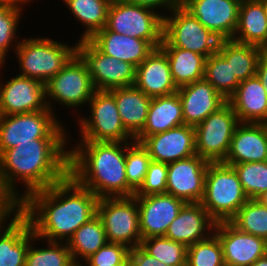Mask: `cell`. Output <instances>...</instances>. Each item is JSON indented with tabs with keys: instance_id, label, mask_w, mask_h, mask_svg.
<instances>
[{
	"instance_id": "6da1fadb",
	"label": "cell",
	"mask_w": 267,
	"mask_h": 266,
	"mask_svg": "<svg viewBox=\"0 0 267 266\" xmlns=\"http://www.w3.org/2000/svg\"><path fill=\"white\" fill-rule=\"evenodd\" d=\"M98 199L68 174L50 187L31 193L16 208L30 221L39 240L67 242L97 214Z\"/></svg>"
},
{
	"instance_id": "7a4b0ae2",
	"label": "cell",
	"mask_w": 267,
	"mask_h": 266,
	"mask_svg": "<svg viewBox=\"0 0 267 266\" xmlns=\"http://www.w3.org/2000/svg\"><path fill=\"white\" fill-rule=\"evenodd\" d=\"M69 139H34L0 155V195L16 208L31 193L61 181L69 174ZM17 181V182H16ZM24 183L19 194L16 183Z\"/></svg>"
},
{
	"instance_id": "3957f363",
	"label": "cell",
	"mask_w": 267,
	"mask_h": 266,
	"mask_svg": "<svg viewBox=\"0 0 267 266\" xmlns=\"http://www.w3.org/2000/svg\"><path fill=\"white\" fill-rule=\"evenodd\" d=\"M75 146L69 150V174L80 185L98 198L134 196L126 180V142L79 141Z\"/></svg>"
},
{
	"instance_id": "277c9868",
	"label": "cell",
	"mask_w": 267,
	"mask_h": 266,
	"mask_svg": "<svg viewBox=\"0 0 267 266\" xmlns=\"http://www.w3.org/2000/svg\"><path fill=\"white\" fill-rule=\"evenodd\" d=\"M248 200L233 166L209 162L200 203L216 222L230 221Z\"/></svg>"
},
{
	"instance_id": "5b68a950",
	"label": "cell",
	"mask_w": 267,
	"mask_h": 266,
	"mask_svg": "<svg viewBox=\"0 0 267 266\" xmlns=\"http://www.w3.org/2000/svg\"><path fill=\"white\" fill-rule=\"evenodd\" d=\"M15 49L19 75L42 81L46 84L54 77L69 59L76 53V43L70 46L67 43L50 38L31 37L20 39ZM67 44V45H66Z\"/></svg>"
},
{
	"instance_id": "8992f818",
	"label": "cell",
	"mask_w": 267,
	"mask_h": 266,
	"mask_svg": "<svg viewBox=\"0 0 267 266\" xmlns=\"http://www.w3.org/2000/svg\"><path fill=\"white\" fill-rule=\"evenodd\" d=\"M55 115L51 110L0 115V155L34 139H68L66 128Z\"/></svg>"
},
{
	"instance_id": "52a82bcc",
	"label": "cell",
	"mask_w": 267,
	"mask_h": 266,
	"mask_svg": "<svg viewBox=\"0 0 267 266\" xmlns=\"http://www.w3.org/2000/svg\"><path fill=\"white\" fill-rule=\"evenodd\" d=\"M88 103L90 116L79 117L81 139L78 141H134L123 126L115 97L109 90H96Z\"/></svg>"
},
{
	"instance_id": "ba28073f",
	"label": "cell",
	"mask_w": 267,
	"mask_h": 266,
	"mask_svg": "<svg viewBox=\"0 0 267 266\" xmlns=\"http://www.w3.org/2000/svg\"><path fill=\"white\" fill-rule=\"evenodd\" d=\"M164 14L129 1L111 3L106 28L118 34L139 38L159 48L163 40Z\"/></svg>"
},
{
	"instance_id": "9c48e42d",
	"label": "cell",
	"mask_w": 267,
	"mask_h": 266,
	"mask_svg": "<svg viewBox=\"0 0 267 266\" xmlns=\"http://www.w3.org/2000/svg\"><path fill=\"white\" fill-rule=\"evenodd\" d=\"M48 108L57 101L61 106L80 108L88 105L96 91L85 62L75 53L63 68L45 84ZM53 102H52V101ZM51 101V102H50Z\"/></svg>"
},
{
	"instance_id": "30bf717a",
	"label": "cell",
	"mask_w": 267,
	"mask_h": 266,
	"mask_svg": "<svg viewBox=\"0 0 267 266\" xmlns=\"http://www.w3.org/2000/svg\"><path fill=\"white\" fill-rule=\"evenodd\" d=\"M97 215L102 220L108 242L129 249L140 245L139 208L135 196L99 198Z\"/></svg>"
},
{
	"instance_id": "8fae6325",
	"label": "cell",
	"mask_w": 267,
	"mask_h": 266,
	"mask_svg": "<svg viewBox=\"0 0 267 266\" xmlns=\"http://www.w3.org/2000/svg\"><path fill=\"white\" fill-rule=\"evenodd\" d=\"M169 12L168 16H164L163 37L173 47L190 50L206 58L217 52L220 39L180 3Z\"/></svg>"
},
{
	"instance_id": "7c38bea8",
	"label": "cell",
	"mask_w": 267,
	"mask_h": 266,
	"mask_svg": "<svg viewBox=\"0 0 267 266\" xmlns=\"http://www.w3.org/2000/svg\"><path fill=\"white\" fill-rule=\"evenodd\" d=\"M239 123L235 111L228 102L210 114L194 126L196 154L208 162H223Z\"/></svg>"
},
{
	"instance_id": "4fadbf2b",
	"label": "cell",
	"mask_w": 267,
	"mask_h": 266,
	"mask_svg": "<svg viewBox=\"0 0 267 266\" xmlns=\"http://www.w3.org/2000/svg\"><path fill=\"white\" fill-rule=\"evenodd\" d=\"M76 53L85 62L96 90H111L134 85L136 67L103 54L89 40H78Z\"/></svg>"
},
{
	"instance_id": "5bb4252c",
	"label": "cell",
	"mask_w": 267,
	"mask_h": 266,
	"mask_svg": "<svg viewBox=\"0 0 267 266\" xmlns=\"http://www.w3.org/2000/svg\"><path fill=\"white\" fill-rule=\"evenodd\" d=\"M208 165L209 162L197 154L168 163L166 193L186 203H200Z\"/></svg>"
},
{
	"instance_id": "9a60e30c",
	"label": "cell",
	"mask_w": 267,
	"mask_h": 266,
	"mask_svg": "<svg viewBox=\"0 0 267 266\" xmlns=\"http://www.w3.org/2000/svg\"><path fill=\"white\" fill-rule=\"evenodd\" d=\"M5 82H0V115L50 110L42 81L18 74Z\"/></svg>"
},
{
	"instance_id": "2e32d148",
	"label": "cell",
	"mask_w": 267,
	"mask_h": 266,
	"mask_svg": "<svg viewBox=\"0 0 267 266\" xmlns=\"http://www.w3.org/2000/svg\"><path fill=\"white\" fill-rule=\"evenodd\" d=\"M214 234L222 246L225 266H251L267 254V241L240 231L230 221L217 222Z\"/></svg>"
},
{
	"instance_id": "e0dca14e",
	"label": "cell",
	"mask_w": 267,
	"mask_h": 266,
	"mask_svg": "<svg viewBox=\"0 0 267 266\" xmlns=\"http://www.w3.org/2000/svg\"><path fill=\"white\" fill-rule=\"evenodd\" d=\"M240 0H180V4L220 40L232 39Z\"/></svg>"
},
{
	"instance_id": "ac0fdd59",
	"label": "cell",
	"mask_w": 267,
	"mask_h": 266,
	"mask_svg": "<svg viewBox=\"0 0 267 266\" xmlns=\"http://www.w3.org/2000/svg\"><path fill=\"white\" fill-rule=\"evenodd\" d=\"M139 208L141 238L165 236L186 202L168 193L135 196Z\"/></svg>"
},
{
	"instance_id": "d6986e66",
	"label": "cell",
	"mask_w": 267,
	"mask_h": 266,
	"mask_svg": "<svg viewBox=\"0 0 267 266\" xmlns=\"http://www.w3.org/2000/svg\"><path fill=\"white\" fill-rule=\"evenodd\" d=\"M7 217L11 220L8 226L3 225ZM34 236L30 221L17 208H12L0 219V266H25L26 253Z\"/></svg>"
},
{
	"instance_id": "ffe728a7",
	"label": "cell",
	"mask_w": 267,
	"mask_h": 266,
	"mask_svg": "<svg viewBox=\"0 0 267 266\" xmlns=\"http://www.w3.org/2000/svg\"><path fill=\"white\" fill-rule=\"evenodd\" d=\"M141 144L147 149L152 161L171 163L196 155L195 129L181 125L165 132L146 137Z\"/></svg>"
},
{
	"instance_id": "44dd1931",
	"label": "cell",
	"mask_w": 267,
	"mask_h": 266,
	"mask_svg": "<svg viewBox=\"0 0 267 266\" xmlns=\"http://www.w3.org/2000/svg\"><path fill=\"white\" fill-rule=\"evenodd\" d=\"M184 124L196 126L228 101L205 79L178 88Z\"/></svg>"
},
{
	"instance_id": "7402d4cb",
	"label": "cell",
	"mask_w": 267,
	"mask_h": 266,
	"mask_svg": "<svg viewBox=\"0 0 267 266\" xmlns=\"http://www.w3.org/2000/svg\"><path fill=\"white\" fill-rule=\"evenodd\" d=\"M216 223L201 203H186L169 225L165 237L188 247L209 238Z\"/></svg>"
},
{
	"instance_id": "603a6c76",
	"label": "cell",
	"mask_w": 267,
	"mask_h": 266,
	"mask_svg": "<svg viewBox=\"0 0 267 266\" xmlns=\"http://www.w3.org/2000/svg\"><path fill=\"white\" fill-rule=\"evenodd\" d=\"M264 161H267V124L240 122L223 163L233 165Z\"/></svg>"
},
{
	"instance_id": "cb8c5ba5",
	"label": "cell",
	"mask_w": 267,
	"mask_h": 266,
	"mask_svg": "<svg viewBox=\"0 0 267 266\" xmlns=\"http://www.w3.org/2000/svg\"><path fill=\"white\" fill-rule=\"evenodd\" d=\"M134 85L150 98L176 93V87L166 54L160 49L154 51L136 67Z\"/></svg>"
},
{
	"instance_id": "d4e9b609",
	"label": "cell",
	"mask_w": 267,
	"mask_h": 266,
	"mask_svg": "<svg viewBox=\"0 0 267 266\" xmlns=\"http://www.w3.org/2000/svg\"><path fill=\"white\" fill-rule=\"evenodd\" d=\"M89 41L103 54L139 66L155 49L146 40L109 31L106 27L96 32Z\"/></svg>"
},
{
	"instance_id": "484cf974",
	"label": "cell",
	"mask_w": 267,
	"mask_h": 266,
	"mask_svg": "<svg viewBox=\"0 0 267 266\" xmlns=\"http://www.w3.org/2000/svg\"><path fill=\"white\" fill-rule=\"evenodd\" d=\"M227 101L239 122L267 124V92L257 76L241 81Z\"/></svg>"
},
{
	"instance_id": "4316f807",
	"label": "cell",
	"mask_w": 267,
	"mask_h": 266,
	"mask_svg": "<svg viewBox=\"0 0 267 266\" xmlns=\"http://www.w3.org/2000/svg\"><path fill=\"white\" fill-rule=\"evenodd\" d=\"M184 125L182 103L178 93L152 98L145 126L134 138L142 142L146 137Z\"/></svg>"
},
{
	"instance_id": "83f0119b",
	"label": "cell",
	"mask_w": 267,
	"mask_h": 266,
	"mask_svg": "<svg viewBox=\"0 0 267 266\" xmlns=\"http://www.w3.org/2000/svg\"><path fill=\"white\" fill-rule=\"evenodd\" d=\"M109 91L115 97L125 130L135 138L145 126L152 98L135 85L113 88Z\"/></svg>"
},
{
	"instance_id": "f1b7e54d",
	"label": "cell",
	"mask_w": 267,
	"mask_h": 266,
	"mask_svg": "<svg viewBox=\"0 0 267 266\" xmlns=\"http://www.w3.org/2000/svg\"><path fill=\"white\" fill-rule=\"evenodd\" d=\"M232 39L262 49L267 46V15L262 1L240 3L238 25Z\"/></svg>"
},
{
	"instance_id": "f546056e",
	"label": "cell",
	"mask_w": 267,
	"mask_h": 266,
	"mask_svg": "<svg viewBox=\"0 0 267 266\" xmlns=\"http://www.w3.org/2000/svg\"><path fill=\"white\" fill-rule=\"evenodd\" d=\"M159 48L168 58L171 75L177 88L204 78L205 56L173 47L164 37Z\"/></svg>"
},
{
	"instance_id": "4dcf8cb0",
	"label": "cell",
	"mask_w": 267,
	"mask_h": 266,
	"mask_svg": "<svg viewBox=\"0 0 267 266\" xmlns=\"http://www.w3.org/2000/svg\"><path fill=\"white\" fill-rule=\"evenodd\" d=\"M217 51L230 63L232 73L241 82L256 76L257 65L264 49L234 41L220 40Z\"/></svg>"
},
{
	"instance_id": "1f68e13d",
	"label": "cell",
	"mask_w": 267,
	"mask_h": 266,
	"mask_svg": "<svg viewBox=\"0 0 267 266\" xmlns=\"http://www.w3.org/2000/svg\"><path fill=\"white\" fill-rule=\"evenodd\" d=\"M107 242L104 225L96 214L80 226L66 243L74 262H80L82 259L85 261Z\"/></svg>"
},
{
	"instance_id": "d6a6232c",
	"label": "cell",
	"mask_w": 267,
	"mask_h": 266,
	"mask_svg": "<svg viewBox=\"0 0 267 266\" xmlns=\"http://www.w3.org/2000/svg\"><path fill=\"white\" fill-rule=\"evenodd\" d=\"M85 31L79 41L89 40L96 32L102 30L107 23L110 2L108 0H62Z\"/></svg>"
},
{
	"instance_id": "836d02e7",
	"label": "cell",
	"mask_w": 267,
	"mask_h": 266,
	"mask_svg": "<svg viewBox=\"0 0 267 266\" xmlns=\"http://www.w3.org/2000/svg\"><path fill=\"white\" fill-rule=\"evenodd\" d=\"M30 0H6L0 3V63L5 64L8 50L10 51L11 45L15 44V48L20 41L17 39L18 23L22 15L23 5L29 4ZM27 2V3H26ZM17 36V37H16ZM16 39V40H15ZM17 41V42H16ZM14 42V43H13Z\"/></svg>"
},
{
	"instance_id": "e575fe53",
	"label": "cell",
	"mask_w": 267,
	"mask_h": 266,
	"mask_svg": "<svg viewBox=\"0 0 267 266\" xmlns=\"http://www.w3.org/2000/svg\"><path fill=\"white\" fill-rule=\"evenodd\" d=\"M204 78L226 100L235 93L240 84L232 73L230 63L218 51L206 58Z\"/></svg>"
},
{
	"instance_id": "d590c367",
	"label": "cell",
	"mask_w": 267,
	"mask_h": 266,
	"mask_svg": "<svg viewBox=\"0 0 267 266\" xmlns=\"http://www.w3.org/2000/svg\"><path fill=\"white\" fill-rule=\"evenodd\" d=\"M36 240L39 237L35 235L26 253L25 266H70L74 262L66 242L48 241L46 249L35 248Z\"/></svg>"
},
{
	"instance_id": "8d00e7d4",
	"label": "cell",
	"mask_w": 267,
	"mask_h": 266,
	"mask_svg": "<svg viewBox=\"0 0 267 266\" xmlns=\"http://www.w3.org/2000/svg\"><path fill=\"white\" fill-rule=\"evenodd\" d=\"M140 246L167 266H186L187 246L165 236L142 239Z\"/></svg>"
},
{
	"instance_id": "74e56055",
	"label": "cell",
	"mask_w": 267,
	"mask_h": 266,
	"mask_svg": "<svg viewBox=\"0 0 267 266\" xmlns=\"http://www.w3.org/2000/svg\"><path fill=\"white\" fill-rule=\"evenodd\" d=\"M230 222L240 231L267 241V207L256 199H249Z\"/></svg>"
},
{
	"instance_id": "f35d334b",
	"label": "cell",
	"mask_w": 267,
	"mask_h": 266,
	"mask_svg": "<svg viewBox=\"0 0 267 266\" xmlns=\"http://www.w3.org/2000/svg\"><path fill=\"white\" fill-rule=\"evenodd\" d=\"M151 161L147 149L140 142H126V180L134 192L142 185Z\"/></svg>"
},
{
	"instance_id": "ab89813d",
	"label": "cell",
	"mask_w": 267,
	"mask_h": 266,
	"mask_svg": "<svg viewBox=\"0 0 267 266\" xmlns=\"http://www.w3.org/2000/svg\"><path fill=\"white\" fill-rule=\"evenodd\" d=\"M249 199H256L267 190V161L231 165Z\"/></svg>"
},
{
	"instance_id": "60d3db41",
	"label": "cell",
	"mask_w": 267,
	"mask_h": 266,
	"mask_svg": "<svg viewBox=\"0 0 267 266\" xmlns=\"http://www.w3.org/2000/svg\"><path fill=\"white\" fill-rule=\"evenodd\" d=\"M186 266H225L219 238L213 233L209 238L188 246Z\"/></svg>"
},
{
	"instance_id": "b9f144b4",
	"label": "cell",
	"mask_w": 267,
	"mask_h": 266,
	"mask_svg": "<svg viewBox=\"0 0 267 266\" xmlns=\"http://www.w3.org/2000/svg\"><path fill=\"white\" fill-rule=\"evenodd\" d=\"M130 249L125 245L107 242L85 260L84 265L128 266Z\"/></svg>"
},
{
	"instance_id": "7bdbcfd3",
	"label": "cell",
	"mask_w": 267,
	"mask_h": 266,
	"mask_svg": "<svg viewBox=\"0 0 267 266\" xmlns=\"http://www.w3.org/2000/svg\"><path fill=\"white\" fill-rule=\"evenodd\" d=\"M167 163L151 161L146 176L134 196H148L166 193Z\"/></svg>"
},
{
	"instance_id": "ee69618b",
	"label": "cell",
	"mask_w": 267,
	"mask_h": 266,
	"mask_svg": "<svg viewBox=\"0 0 267 266\" xmlns=\"http://www.w3.org/2000/svg\"><path fill=\"white\" fill-rule=\"evenodd\" d=\"M128 266H167L152 255L148 254L140 245L129 252Z\"/></svg>"
},
{
	"instance_id": "f6af8a7d",
	"label": "cell",
	"mask_w": 267,
	"mask_h": 266,
	"mask_svg": "<svg viewBox=\"0 0 267 266\" xmlns=\"http://www.w3.org/2000/svg\"><path fill=\"white\" fill-rule=\"evenodd\" d=\"M131 3L140 5L143 7L150 8L156 12L158 8L167 9L170 11L173 7L177 6L180 3V0H128Z\"/></svg>"
},
{
	"instance_id": "bcb514c9",
	"label": "cell",
	"mask_w": 267,
	"mask_h": 266,
	"mask_svg": "<svg viewBox=\"0 0 267 266\" xmlns=\"http://www.w3.org/2000/svg\"><path fill=\"white\" fill-rule=\"evenodd\" d=\"M256 76L267 92V55L265 53L262 54L258 61Z\"/></svg>"
},
{
	"instance_id": "7dc6e473",
	"label": "cell",
	"mask_w": 267,
	"mask_h": 266,
	"mask_svg": "<svg viewBox=\"0 0 267 266\" xmlns=\"http://www.w3.org/2000/svg\"><path fill=\"white\" fill-rule=\"evenodd\" d=\"M11 209L12 206L0 195V219L4 217Z\"/></svg>"
},
{
	"instance_id": "c3c4849f",
	"label": "cell",
	"mask_w": 267,
	"mask_h": 266,
	"mask_svg": "<svg viewBox=\"0 0 267 266\" xmlns=\"http://www.w3.org/2000/svg\"><path fill=\"white\" fill-rule=\"evenodd\" d=\"M256 200L261 203L262 205L267 207V190L265 192H263L262 194H260Z\"/></svg>"
},
{
	"instance_id": "681fc988",
	"label": "cell",
	"mask_w": 267,
	"mask_h": 266,
	"mask_svg": "<svg viewBox=\"0 0 267 266\" xmlns=\"http://www.w3.org/2000/svg\"><path fill=\"white\" fill-rule=\"evenodd\" d=\"M251 266H267V254L256 260Z\"/></svg>"
},
{
	"instance_id": "f907efd6",
	"label": "cell",
	"mask_w": 267,
	"mask_h": 266,
	"mask_svg": "<svg viewBox=\"0 0 267 266\" xmlns=\"http://www.w3.org/2000/svg\"><path fill=\"white\" fill-rule=\"evenodd\" d=\"M70 266H84L82 262H73Z\"/></svg>"
},
{
	"instance_id": "816d5d0a",
	"label": "cell",
	"mask_w": 267,
	"mask_h": 266,
	"mask_svg": "<svg viewBox=\"0 0 267 266\" xmlns=\"http://www.w3.org/2000/svg\"><path fill=\"white\" fill-rule=\"evenodd\" d=\"M263 5H264V8H265V12H266V15H267V0H261Z\"/></svg>"
},
{
	"instance_id": "f5cc1de1",
	"label": "cell",
	"mask_w": 267,
	"mask_h": 266,
	"mask_svg": "<svg viewBox=\"0 0 267 266\" xmlns=\"http://www.w3.org/2000/svg\"><path fill=\"white\" fill-rule=\"evenodd\" d=\"M110 3H116V2H124L128 0H108Z\"/></svg>"
},
{
	"instance_id": "db71d44e",
	"label": "cell",
	"mask_w": 267,
	"mask_h": 266,
	"mask_svg": "<svg viewBox=\"0 0 267 266\" xmlns=\"http://www.w3.org/2000/svg\"><path fill=\"white\" fill-rule=\"evenodd\" d=\"M241 2H247V1H261V0H240Z\"/></svg>"
},
{
	"instance_id": "11a10c76",
	"label": "cell",
	"mask_w": 267,
	"mask_h": 266,
	"mask_svg": "<svg viewBox=\"0 0 267 266\" xmlns=\"http://www.w3.org/2000/svg\"><path fill=\"white\" fill-rule=\"evenodd\" d=\"M264 53L267 55V46L264 48Z\"/></svg>"
},
{
	"instance_id": "9f6ffc18",
	"label": "cell",
	"mask_w": 267,
	"mask_h": 266,
	"mask_svg": "<svg viewBox=\"0 0 267 266\" xmlns=\"http://www.w3.org/2000/svg\"><path fill=\"white\" fill-rule=\"evenodd\" d=\"M3 66H5V65L0 63V69H2Z\"/></svg>"
}]
</instances>
